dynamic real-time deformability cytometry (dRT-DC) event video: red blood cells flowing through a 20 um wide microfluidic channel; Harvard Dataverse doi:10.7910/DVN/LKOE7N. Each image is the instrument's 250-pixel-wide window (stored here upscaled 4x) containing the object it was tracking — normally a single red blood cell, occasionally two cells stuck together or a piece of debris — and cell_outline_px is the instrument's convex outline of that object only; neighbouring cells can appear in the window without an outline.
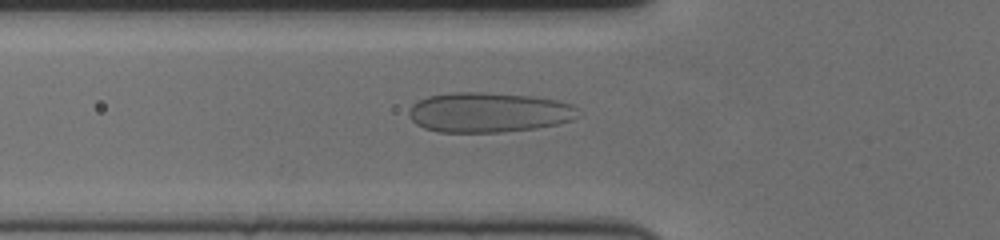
{"species": "human", "species_latin": "Homo sapiens", "temperature_condition": "cold", "stored_images_in_passage": 59, "camera_frame_rate_fps": 3000, "um_per_image_px": 0.085, "donor": {"sex": "female"}, "frame": {"image": 1, "passage_image": 19, "time_ms": 6.0, "image_size_px": [1000, 240], "cell_outline_px": [[580, 116], [572, 120], [560, 124], [536, 128], [500, 132], [436, 132], [424, 128], [416, 124], [408, 116], [408, 112], [412, 104], [416, 100], [428, 96], [452, 92], [484, 92], [532, 96], [556, 100], [572, 104], [576, 108]], "centroid_in_image_um": [41.52, 9.55], "position_along_channel_um": 84.3, "area_um2": 39.77}}
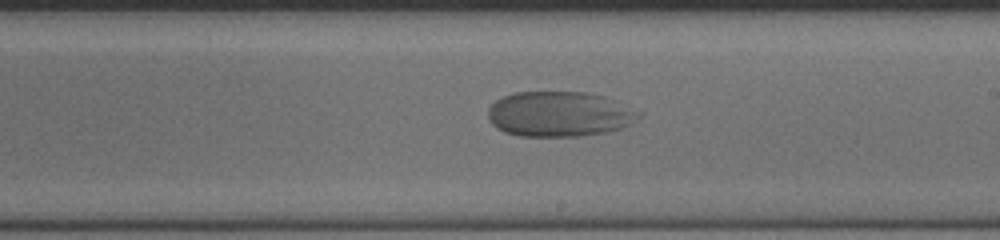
{"frame": {"image": 2, "passage_image": 33, "time_ms": 10.667, "image_size_px": [1000, 240], "cell_outline_px": [[644, 112], [636, 120], [624, 128], [608, 132], [584, 136], [520, 136], [504, 132], [496, 128], [488, 120], [488, 108], [500, 96], [512, 92], [588, 92], [604, 96]], "centroid_in_image_um": [47.56, 9.69], "position_along_channel_um": 241.4, "area_um2": 40.34}}
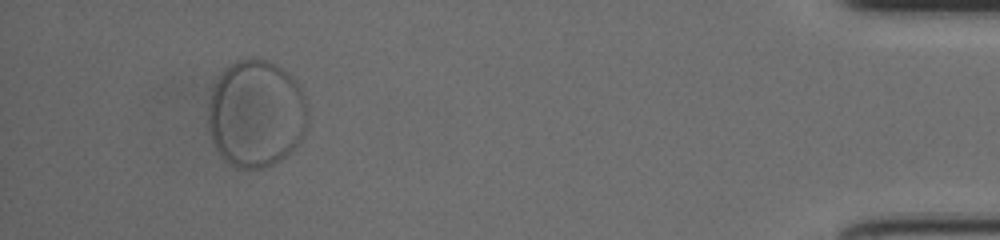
{"frame": {"image": 3, "passage_image": 54, "time_ms": 17.667, "image_size_px": [1000, 240], "cell_outline_px": [[308, 124], [300, 144], [280, 160], [272, 164], [260, 168], [236, 168], [224, 160], [220, 156], [212, 144], [208, 128], [208, 104], [216, 80], [232, 64], [240, 60], [260, 56], [276, 64], [288, 72], [300, 84], [308, 104]], "centroid_in_image_um": [21.8, 9.67], "position_along_channel_um": 413.4, "area_um2": 63.35}}